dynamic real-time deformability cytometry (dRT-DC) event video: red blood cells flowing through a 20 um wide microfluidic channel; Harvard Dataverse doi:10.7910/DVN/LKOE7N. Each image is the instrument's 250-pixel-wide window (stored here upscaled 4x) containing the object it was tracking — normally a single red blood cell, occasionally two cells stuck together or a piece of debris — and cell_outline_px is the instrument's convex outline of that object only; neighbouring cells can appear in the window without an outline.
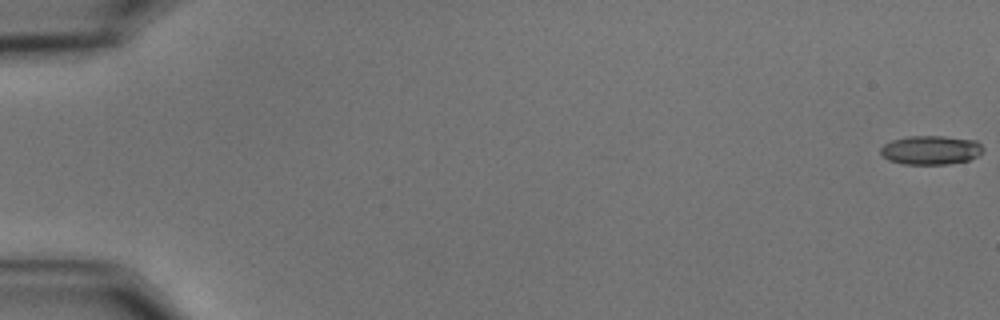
{"species": "common noctule bat (a hibernating species)", "species_latin": "Nyctalus noctula", "temperature_condition": "cold", "stored_images_in_passage": 12, "camera_frame_rate_fps": 3000, "um_per_image_px": 0.085, "animal": {"sex": "male", "body_mass_g": 15.6}, "frame": {"image": 1, "passage_image": 1, "time_ms": 0.0, "image_size_px": [1000, 320], "cell_outline_px": [[984, 148], [976, 156], [968, 160], [948, 164], [904, 164], [888, 160], [880, 152], [880, 148], [884, 144], [892, 140], [908, 136], [944, 136], [976, 140]], "centroid_in_image_um": [79.1, 12.75], "position_along_channel_um": 5.9, "area_um2": 17.22}}